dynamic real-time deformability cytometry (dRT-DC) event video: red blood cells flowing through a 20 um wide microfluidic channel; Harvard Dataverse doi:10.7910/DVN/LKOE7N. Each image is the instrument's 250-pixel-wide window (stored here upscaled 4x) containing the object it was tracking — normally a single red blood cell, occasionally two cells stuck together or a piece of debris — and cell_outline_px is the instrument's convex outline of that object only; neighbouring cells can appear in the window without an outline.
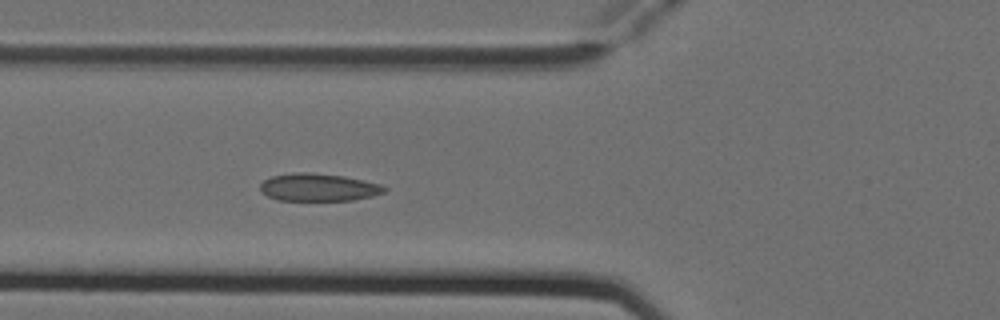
{"species": "Egyptian fruit bat (a non-hibernating species)", "species_latin": "Rousettus aegyptiacus", "temperature_condition": "cold", "stored_images_in_passage": 3, "camera_frame_rate_fps": 3000, "um_per_image_px": 0.085, "animal": {"sex": "female"}, "frame": {"image": 1, "passage_image": 3, "time_ms": 0.667, "image_size_px": [1000, 320], "cell_outline_px": [[388, 188], [384, 192], [372, 196], [352, 200], [276, 200], [260, 192], [260, 184], [264, 180], [272, 176], [296, 172], [308, 172], [344, 176], [364, 180], [380, 184]], "centroid_in_image_um": [27.05, 15.92], "position_along_channel_um": 98.7, "area_um2": 20.0}}